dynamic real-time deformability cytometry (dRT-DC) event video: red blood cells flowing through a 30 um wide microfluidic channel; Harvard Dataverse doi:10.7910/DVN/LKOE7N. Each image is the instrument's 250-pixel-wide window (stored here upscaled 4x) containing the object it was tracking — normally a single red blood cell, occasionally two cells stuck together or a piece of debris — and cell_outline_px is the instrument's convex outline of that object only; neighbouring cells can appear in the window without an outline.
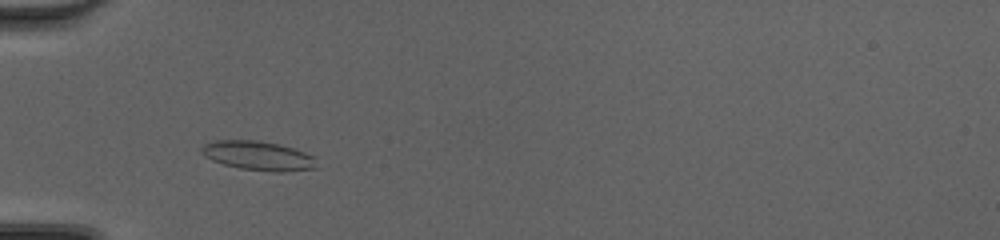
{"species": "common noctule bat (a hibernating species)", "species_latin": "Nyctalus noctula", "temperature_condition": "cold", "stored_images_in_passage": 39, "camera_frame_rate_fps": 3000, "um_per_image_px": 0.085, "animal": {"sex": "female", "body_mass_g": 20.0, "forearm_length_mm": 54.0}, "frame": {"image": 1, "passage_image": 7, "time_ms": 2.0, "image_size_px": [1000, 240], "cell_outline_px": [[316, 168], [280, 172], [272, 172], [240, 168], [224, 164], [212, 160], [204, 156], [200, 152], [200, 148], [204, 144], [216, 140], [256, 140], [280, 144], [316, 156]], "centroid_in_image_um": [21.94, 13.23], "position_along_channel_um": 63.1, "area_um2": 19.65}}
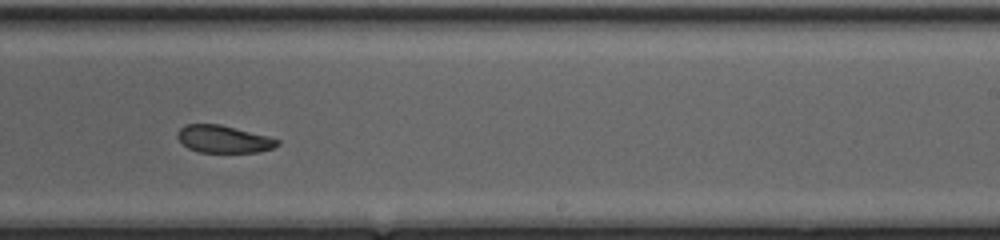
{"frame": {"image": 2, "passage_image": 22, "time_ms": 7.0, "image_size_px": [1000, 240], "cell_outline_px": [[280, 144], [272, 148], [260, 152], [200, 152], [188, 148], [176, 136], [176, 132], [184, 124], [220, 124], [268, 136], [280, 140]], "centroid_in_image_um": [19.0, 11.82], "position_along_channel_um": 270.0, "area_um2": 15.95}}
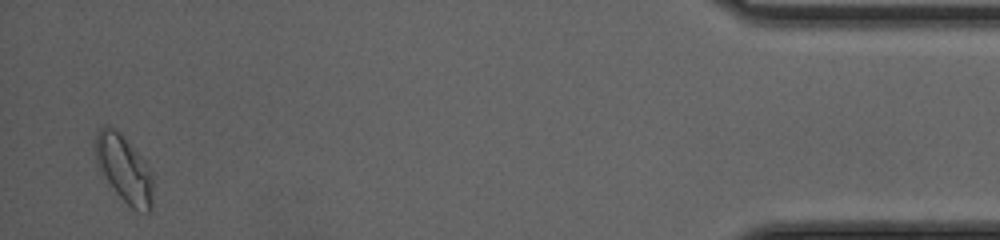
{"frame": {"image": 3, "passage_image": 38, "time_ms": 12.333, "image_size_px": [1000, 240], "cell_outline_px": [[152, 208], [148, 212], [136, 212], [116, 192], [100, 172], [96, 164], [92, 148], [96, 132], [104, 124], [108, 124], [116, 128], [144, 160], [152, 172]], "centroid_in_image_um": [10.49, 14.3], "position_along_channel_um": 424.7, "area_um2": 23.0}, "authors_computed_cell_mechanics": {"area_um2": 18.0336, "velocity_mm_per_s": 4.2674, "shape_relaxation_time_tau1_ms": null, "shape_relaxation_time_tau2_ms": 2.1356, "deformation_change_tau1": null, "deformation_change_tau2": 0.0754}}